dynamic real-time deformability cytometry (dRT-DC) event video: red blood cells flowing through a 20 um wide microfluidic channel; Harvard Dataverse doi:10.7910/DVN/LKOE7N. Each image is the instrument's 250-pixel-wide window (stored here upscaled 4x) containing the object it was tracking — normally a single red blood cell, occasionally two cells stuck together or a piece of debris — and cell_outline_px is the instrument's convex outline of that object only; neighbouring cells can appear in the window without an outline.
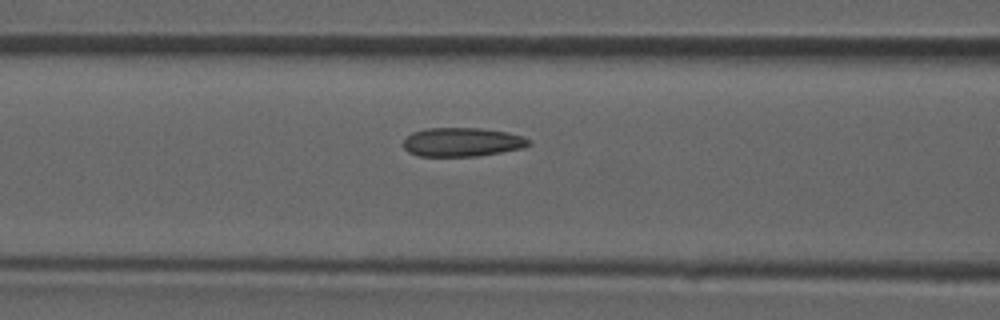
{"species": "common noctule bat (a hibernating species)", "species_latin": "Nyctalus noctula", "temperature_condition": "room temperature", "stored_images_in_passage": 32, "camera_frame_rate_fps": 3000, "um_per_image_px": 0.085, "animal": {"sex": "male", "forearm_length_mm": 52.5}, "frame": {"image": 1, "passage_image": 7, "time_ms": 2.0, "image_size_px": [1000, 320], "cell_outline_px": [[532, 144], [524, 148], [476, 156], [420, 156], [408, 152], [404, 148], [404, 140], [412, 132], [424, 128], [480, 128], [508, 132], [520, 136], [528, 140]], "centroid_in_image_um": [39.27, 12.07], "position_along_channel_um": 127.3, "area_um2": 21.04}}
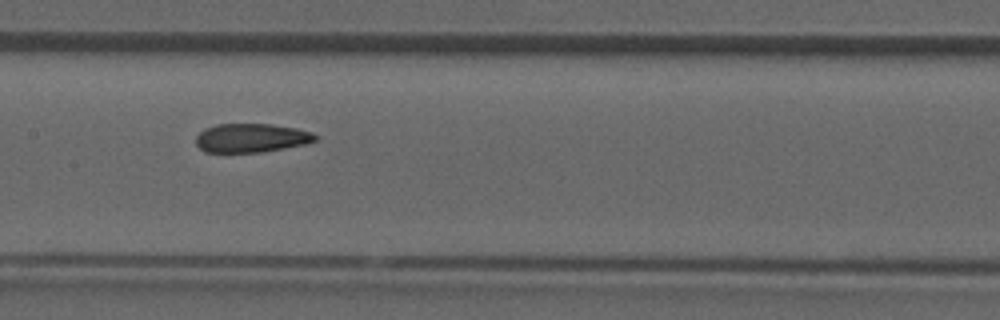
{"frame": {"image": 2, "passage_image": 11, "time_ms": 3.333, "image_size_px": [1000, 320], "cell_outline_px": [[316, 140], [308, 144], [260, 152], [204, 152], [196, 144], [196, 136], [204, 128], [216, 124], [272, 124], [296, 128], [312, 132], [316, 136]], "centroid_in_image_um": [21.35, 11.72], "position_along_channel_um": 186.0, "area_um2": 20.11}}